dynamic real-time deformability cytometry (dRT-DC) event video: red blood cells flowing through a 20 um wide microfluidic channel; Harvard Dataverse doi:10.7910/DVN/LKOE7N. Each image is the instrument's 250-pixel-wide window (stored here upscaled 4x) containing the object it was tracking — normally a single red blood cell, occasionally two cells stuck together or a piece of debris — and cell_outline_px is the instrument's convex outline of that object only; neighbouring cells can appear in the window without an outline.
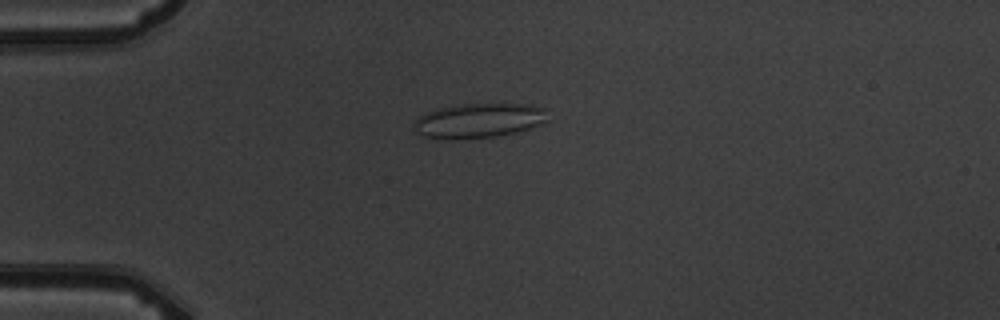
{"species": "common noctule bat (a hibernating species)", "species_latin": "Nyctalus noctula", "temperature_condition": "warm", "stored_images_in_passage": 7, "camera_frame_rate_fps": 3000, "um_per_image_px": 0.085, "animal": {"sex": "male", "body_mass_g": 19.5, "forearm_length_mm": 54.6}, "frame": {"image": 1, "passage_image": 4, "time_ms": 4.333, "image_size_px": [1000, 320], "cell_outline_px": [[548, 120], [540, 124], [516, 132], [496, 136], [452, 140], [424, 136], [416, 132], [412, 124], [424, 112], [436, 108], [464, 104], [532, 104], [548, 108]], "centroid_in_image_um": [40.71, 10.24], "position_along_channel_um": 44.3, "area_um2": 27.28}}
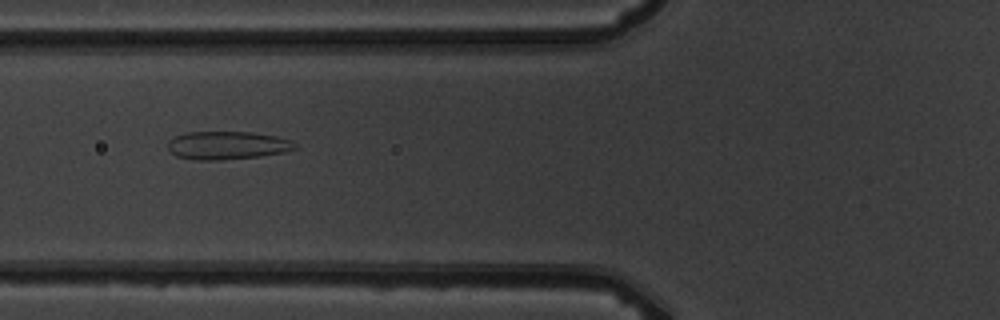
{"frame": {"image": 2, "passage_image": 6, "time_ms": 6.667, "image_size_px": [1000, 320], "cell_outline_px": [[296, 148], [284, 152], [260, 156], [224, 160], [196, 160], [176, 156], [168, 148], [168, 140], [184, 132], [252, 132], [276, 136], [292, 140], [296, 144]], "centroid_in_image_um": [19.32, 12.35], "position_along_channel_um": 106.5, "area_um2": 20.92}}
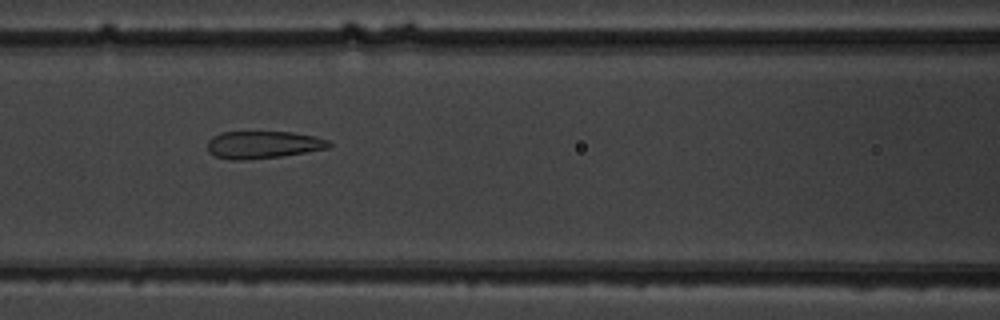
{"frame": {"image": 3, "passage_image": 7, "time_ms": 7.667, "image_size_px": [1000, 320], "cell_outline_px": [[332, 144], [328, 148], [280, 156], [240, 160], [232, 160], [216, 156], [208, 152], [208, 140], [212, 136], [220, 132], [292, 132], [316, 136], [328, 140]], "centroid_in_image_um": [22.34, 12.29], "position_along_channel_um": 144.3, "area_um2": 19.31}}